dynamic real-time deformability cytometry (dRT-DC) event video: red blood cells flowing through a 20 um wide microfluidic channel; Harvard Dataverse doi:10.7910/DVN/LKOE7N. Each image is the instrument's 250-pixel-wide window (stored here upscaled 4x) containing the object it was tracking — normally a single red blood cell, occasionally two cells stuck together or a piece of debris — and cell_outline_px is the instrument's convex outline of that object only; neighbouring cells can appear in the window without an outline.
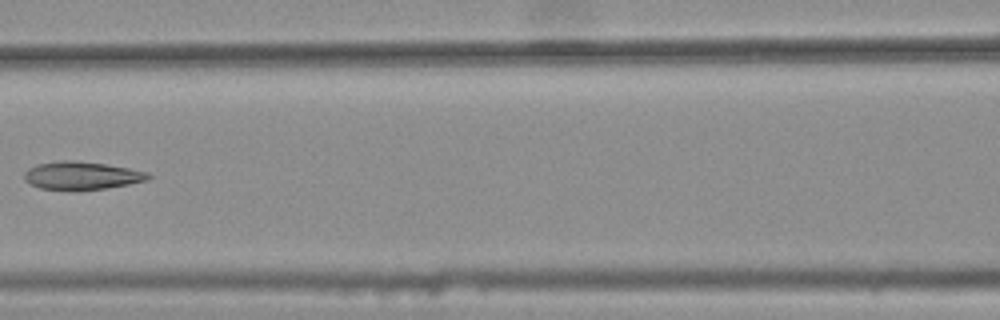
{"species": "common noctule bat (a hibernating species)", "species_latin": "Nyctalus noctula", "temperature_condition": "warm", "stored_images_in_passage": 7, "camera_frame_rate_fps": 3000, "um_per_image_px": 0.085, "animal": {"sex": "female", "body_mass_g": 25.1}, "frame": {"image": 1, "passage_image": 6, "time_ms": 1.667, "image_size_px": [1000, 320], "cell_outline_px": [[152, 176], [148, 180], [128, 184], [104, 188], [72, 192], [40, 188], [24, 180], [24, 172], [28, 168], [36, 164], [60, 160], [76, 160], [104, 164], [128, 168], [148, 172]], "centroid_in_image_um": [6.9, 14.94], "position_along_channel_um": 159.7, "area_um2": 20.58}}
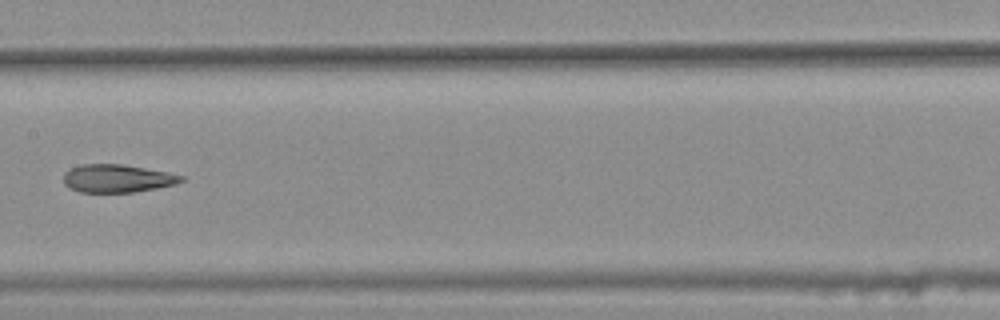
{"frame": {"image": 2, "passage_image": 7, "time_ms": 2.0, "image_size_px": [1000, 320], "cell_outline_px": [[184, 180], [176, 184], [156, 188], [132, 192], [80, 192], [68, 188], [64, 184], [64, 172], [80, 164], [124, 164], [168, 172], [184, 176]], "centroid_in_image_um": [9.96, 15.16], "position_along_channel_um": 197.4, "area_um2": 19.25}}